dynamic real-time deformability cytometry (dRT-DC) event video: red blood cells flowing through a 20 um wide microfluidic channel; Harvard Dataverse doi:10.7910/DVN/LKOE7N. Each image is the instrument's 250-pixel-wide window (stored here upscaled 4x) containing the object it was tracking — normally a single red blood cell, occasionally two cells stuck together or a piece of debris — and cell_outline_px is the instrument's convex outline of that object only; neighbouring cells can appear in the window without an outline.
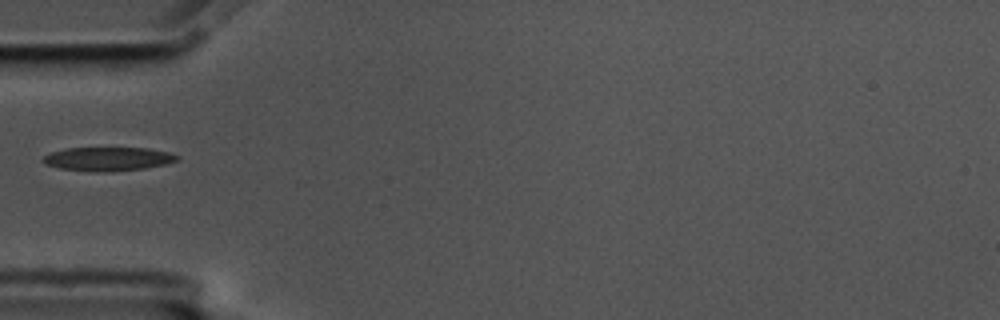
{"species": "common noctule bat (a hibernating species)", "species_latin": "Nyctalus noctula", "temperature_condition": "cold", "stored_images_in_passage": 39, "camera_frame_rate_fps": 3000, "um_per_image_px": 0.085, "animal": {"sex": "male", "body_mass_g": 17.5, "forearm_length_mm": 52.3}, "frame": {"image": 1, "passage_image": 1, "time_ms": 0.0, "image_size_px": [1000, 320], "cell_outline_px": [[180, 160], [164, 164], [144, 168], [104, 172], [96, 172], [60, 168], [44, 164], [40, 160], [44, 156], [52, 152], [68, 148], [148, 148], [168, 152], [180, 156]], "centroid_in_image_um": [9.18, 13.51], "position_along_channel_um": 75.8, "area_um2": 18.5}}
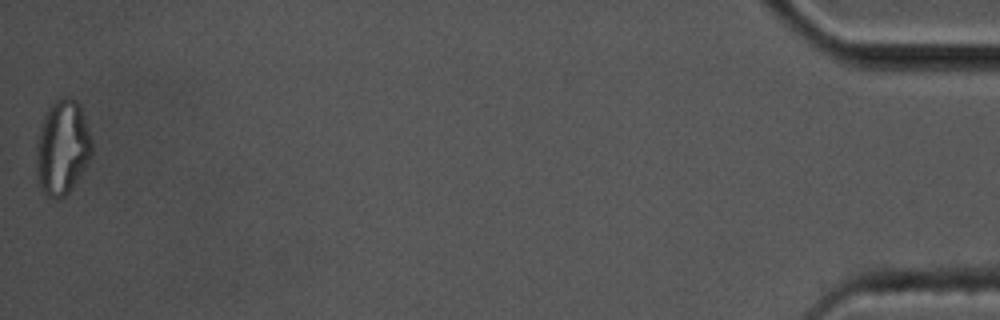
{"frame": {"image": 2, "passage_image": 39, "time_ms": 12.667, "image_size_px": [1000, 320], "cell_outline_px": [[92, 156], [80, 176], [68, 192], [64, 196], [56, 200], [48, 196], [40, 188], [36, 180], [36, 140], [44, 116], [48, 108], [60, 96], [72, 96], [80, 104], [92, 140]], "centroid_in_image_um": [5.29, 12.53], "position_along_channel_um": 429.9, "area_um2": 31.1}}